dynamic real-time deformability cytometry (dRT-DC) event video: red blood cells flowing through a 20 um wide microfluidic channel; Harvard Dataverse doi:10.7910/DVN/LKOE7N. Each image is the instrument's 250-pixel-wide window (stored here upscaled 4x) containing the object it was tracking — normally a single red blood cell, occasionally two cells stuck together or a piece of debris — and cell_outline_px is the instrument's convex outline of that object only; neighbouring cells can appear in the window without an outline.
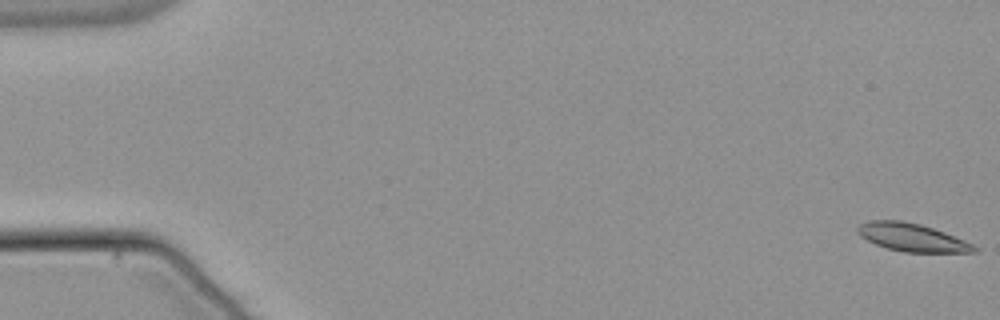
{"species": "common noctule bat (a hibernating species)", "species_latin": "Nyctalus noctula", "temperature_condition": "warm", "stored_images_in_passage": 17, "camera_frame_rate_fps": 3000, "um_per_image_px": 0.085, "animal": {"sex": "male", "body_mass_g": 21.5, "forearm_length_mm": 52.0}, "frame": {"image": 1, "passage_image": 1, "time_ms": 0.0, "image_size_px": [1000, 320], "cell_outline_px": [[980, 248], [976, 252], [904, 252], [888, 248], [876, 244], [860, 236], [856, 232], [856, 228], [860, 224], [868, 220], [900, 220], [920, 224], [944, 232], [964, 240]], "centroid_in_image_um": [77.5, 20.17], "position_along_channel_um": 7.5, "area_um2": 18.9}}
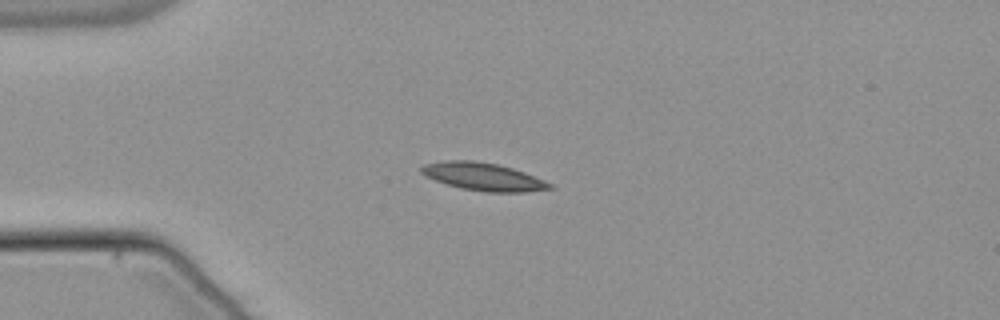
{"frame": {"image": 2, "passage_image": 15, "time_ms": 4.667, "image_size_px": [1000, 320], "cell_outline_px": [[556, 188], [524, 192], [484, 192], [460, 188], [436, 180], [420, 172], [420, 168], [424, 164], [448, 160], [472, 160], [496, 164], [512, 168], [524, 172], [544, 180], [552, 184]], "centroid_in_image_um": [41.11, 15.02], "position_along_channel_um": 43.9, "area_um2": 20.63}}